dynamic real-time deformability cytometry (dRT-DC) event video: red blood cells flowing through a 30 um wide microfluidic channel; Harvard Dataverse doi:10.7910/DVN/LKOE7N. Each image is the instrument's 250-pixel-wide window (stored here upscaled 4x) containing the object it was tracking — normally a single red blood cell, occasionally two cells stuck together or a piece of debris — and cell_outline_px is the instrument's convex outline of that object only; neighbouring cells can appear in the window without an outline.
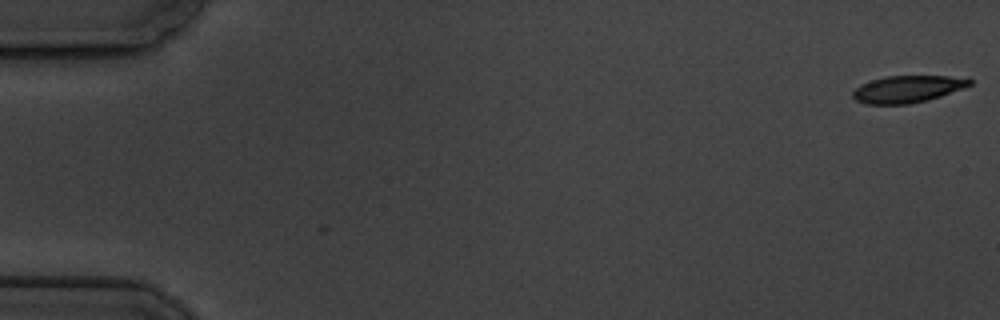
{"species": "common noctule bat (a hibernating species)", "species_latin": "Nyctalus noctula", "temperature_condition": "cold", "stored_images_in_passage": 2, "camera_frame_rate_fps": 3000, "um_per_image_px": 0.085, "animal": {"sex": "male", "body_mass_g": 19.5, "forearm_length_mm": 54.6}, "frame": {"image": 1, "passage_image": 2, "time_ms": 1.333, "image_size_px": [1000, 320], "cell_outline_px": [[972, 84], [940, 96], [928, 100], [908, 104], [868, 104], [856, 100], [852, 96], [852, 92], [860, 84], [884, 76], [968, 76], [972, 80]], "centroid_in_image_um": [77.16, 7.55], "position_along_channel_um": 7.8, "area_um2": 18.44}}